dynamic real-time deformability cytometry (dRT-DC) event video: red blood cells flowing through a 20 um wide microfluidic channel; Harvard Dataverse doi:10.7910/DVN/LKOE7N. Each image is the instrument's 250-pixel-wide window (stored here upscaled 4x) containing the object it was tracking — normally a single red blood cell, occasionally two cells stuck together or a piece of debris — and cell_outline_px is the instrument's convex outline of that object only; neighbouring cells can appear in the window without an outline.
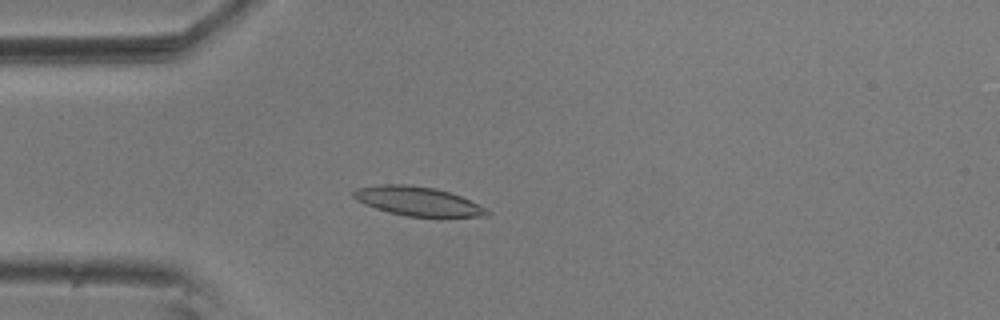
{"species": "common noctule bat (a hibernating species)", "species_latin": "Nyctalus noctula", "temperature_condition": "room temperature", "stored_images_in_passage": 55, "camera_frame_rate_fps": 3000, "um_per_image_px": 0.085, "animal": {"sex": "male", "body_mass_g": 20.5, "forearm_length_mm": 52.5}, "frame": {"image": 1, "passage_image": 15, "time_ms": 4.667, "image_size_px": [1000, 320], "cell_outline_px": [[492, 212], [484, 216], [408, 216], [388, 212], [364, 204], [356, 200], [352, 196], [352, 192], [356, 188], [380, 184], [408, 184], [436, 188], [460, 196]], "centroid_in_image_um": [35.43, 17.08], "position_along_channel_um": 49.6, "area_um2": 22.31}}
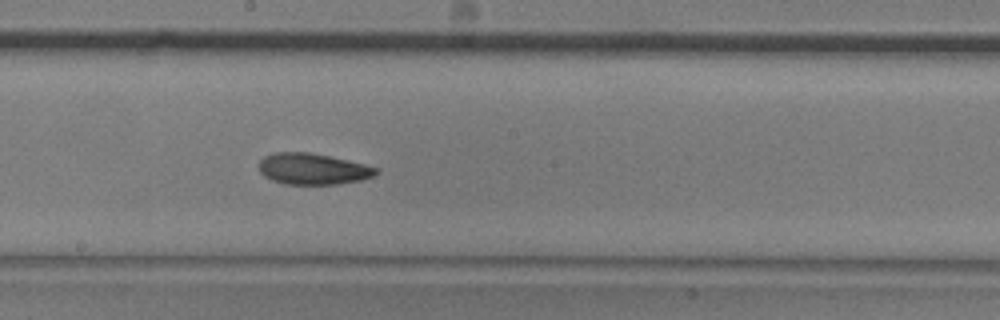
{"frame": {"image": 2, "passage_image": 30, "time_ms": 9.667, "image_size_px": [1000, 320], "cell_outline_px": [[380, 172], [372, 176], [360, 180], [336, 184], [284, 184], [272, 180], [264, 176], [260, 172], [260, 160], [264, 156], [276, 152], [308, 152], [328, 156], [364, 164], [380, 168]], "centroid_in_image_um": [26.59, 14.36], "position_along_channel_um": 221.6, "area_um2": 21.15}}
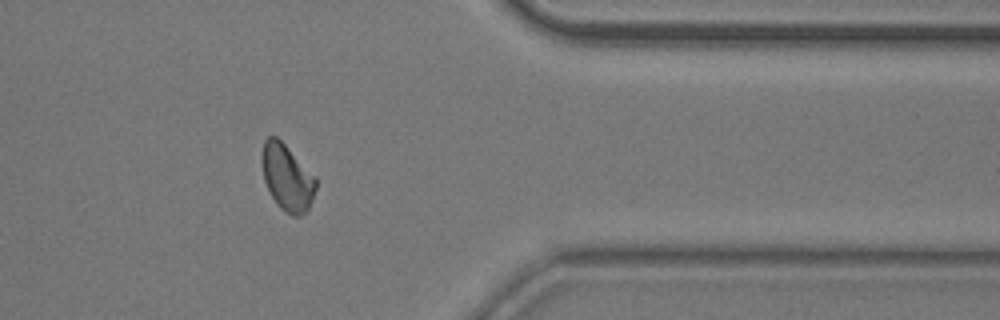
{"frame": {"image": 3, "passage_image": 45, "time_ms": 14.667, "image_size_px": [1000, 320], "cell_outline_px": [[316, 188], [312, 200], [308, 208], [300, 216], [292, 216], [284, 212], [280, 208], [272, 196], [264, 180], [260, 160], [260, 156], [264, 140], [268, 136], [276, 136], [316, 176]], "centroid_in_image_um": [24.38, 15.08], "position_along_channel_um": 387.0, "area_um2": 20.92}, "authors_computed_cell_mechanics": {"area_um2": 21.1548, "velocity_mm_per_s": 3.6492, "shape_relaxation_time_tau1_ms": 7.5727, "shape_relaxation_time_tau2_ms": 4.5201, "deformation_change_tau1": 0.1603, "deformation_change_tau2": 0.0973}}